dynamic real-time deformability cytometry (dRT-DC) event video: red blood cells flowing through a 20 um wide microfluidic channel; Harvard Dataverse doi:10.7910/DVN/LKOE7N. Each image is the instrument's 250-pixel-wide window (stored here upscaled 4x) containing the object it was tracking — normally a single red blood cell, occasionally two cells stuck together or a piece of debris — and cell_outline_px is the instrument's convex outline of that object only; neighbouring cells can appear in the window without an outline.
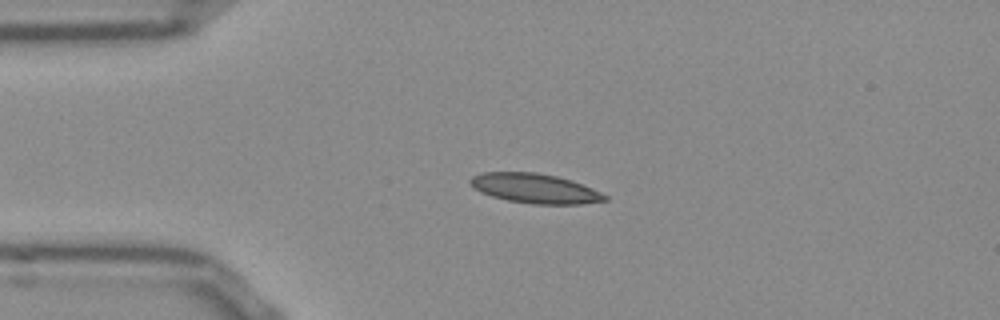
{"species": "Egyptian fruit bat (a non-hibernating species)", "species_latin": "Rousettus aegyptiacus", "temperature_condition": "room temperature", "stored_images_in_passage": 41, "camera_frame_rate_fps": 3000, "um_per_image_px": 0.085, "frame": {"image": 1, "passage_image": 1, "time_ms": 0.0, "image_size_px": [1000, 320], "cell_outline_px": [[608, 200], [580, 204], [532, 204], [508, 200], [492, 196], [480, 192], [468, 180], [472, 176], [484, 172], [536, 172], [556, 176], [572, 180], [600, 192], [608, 196]], "centroid_in_image_um": [45.48, 16.01], "position_along_channel_um": 39.5, "area_um2": 23.06}}
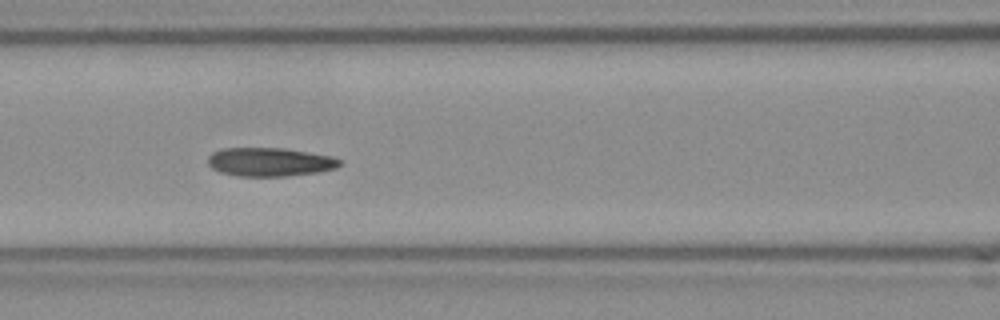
{"frame": {"image": 2, "passage_image": 11, "time_ms": 3.333, "image_size_px": [1000, 320], "cell_outline_px": [[344, 164], [336, 168], [320, 172], [288, 176], [236, 176], [220, 172], [212, 168], [208, 164], [208, 156], [212, 152], [224, 148], [280, 148], [332, 156], [340, 160]], "centroid_in_image_um": [22.94, 13.77], "position_along_channel_um": 143.7, "area_um2": 22.08}}
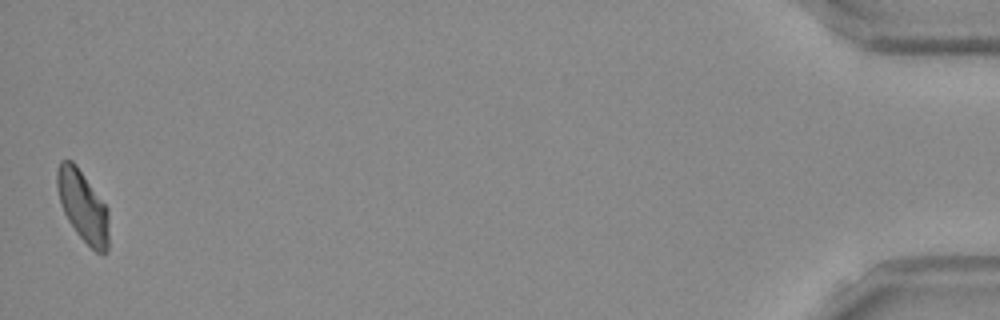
{"frame": {"image": 3, "passage_image": 41, "time_ms": 13.333, "image_size_px": [1000, 320], "cell_outline_px": [[108, 248], [104, 256], [96, 252], [76, 232], [68, 220], [60, 204], [56, 184], [56, 172], [60, 160], [72, 160], [76, 164], [108, 208]], "centroid_in_image_um": [7.04, 17.52], "position_along_channel_um": 428.2, "area_um2": 21.5}, "authors_computed_cell_mechanics": {"area_um2": 22.0796, "velocity_mm_per_s": 3.8258, "shape_relaxation_time_tau1_ms": 4.6356, "shape_relaxation_time_tau2_ms": 2.1791, "deformation_change_tau1": 0.1468, "deformation_change_tau2": 0.0911}}